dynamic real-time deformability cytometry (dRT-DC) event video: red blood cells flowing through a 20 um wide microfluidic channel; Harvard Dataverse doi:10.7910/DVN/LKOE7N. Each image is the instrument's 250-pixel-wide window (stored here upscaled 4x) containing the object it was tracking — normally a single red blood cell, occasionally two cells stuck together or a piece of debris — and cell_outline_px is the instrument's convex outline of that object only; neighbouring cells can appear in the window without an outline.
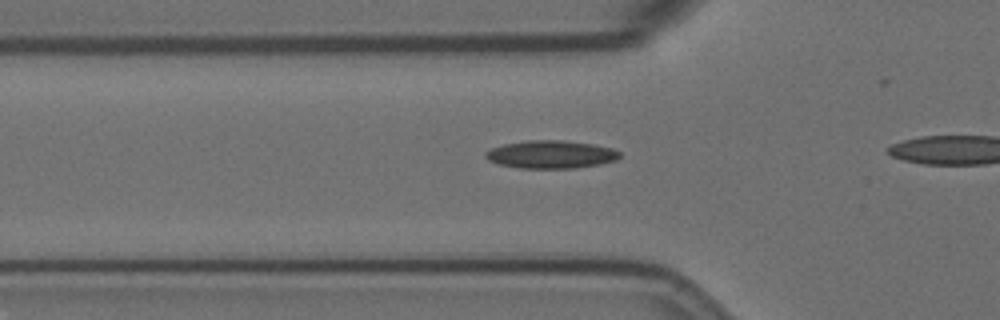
{"species": "Egyptian fruit bat (a non-hibernating species)", "species_latin": "Rousettus aegyptiacus", "temperature_condition": "room temperature", "stored_images_in_passage": 14, "camera_frame_rate_fps": 3000, "um_per_image_px": 0.085, "animal": {"sex": "female"}, "frame": {"image": 1, "passage_image": 5, "time_ms": 1.333, "image_size_px": [1000, 320], "cell_outline_px": [[620, 156], [616, 160], [600, 164], [576, 168], [520, 168], [496, 164], [488, 160], [484, 156], [484, 152], [492, 148], [504, 144], [528, 140], [564, 140], [592, 144], [612, 148], [620, 152]], "centroid_in_image_um": [46.8, 13.13], "position_along_channel_um": 79.0, "area_um2": 21.91}}
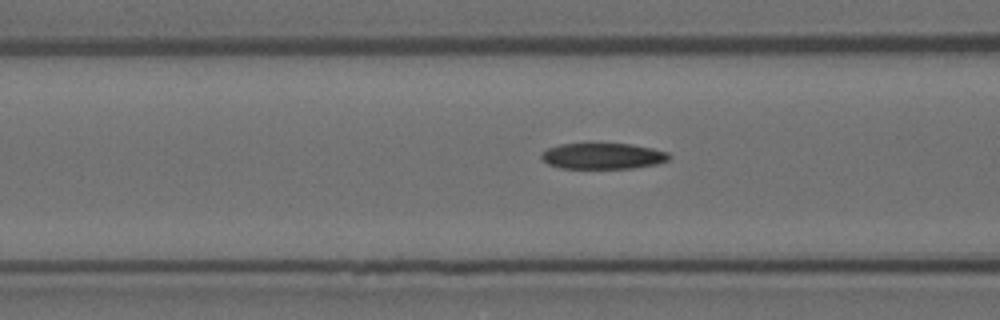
{"frame": {"image": 2, "passage_image": 8, "time_ms": 2.333, "image_size_px": [1000, 320], "cell_outline_px": [[672, 156], [668, 160], [656, 164], [632, 168], [560, 168], [548, 164], [540, 156], [540, 152], [548, 148], [560, 144], [632, 144], [652, 148], [668, 152]], "centroid_in_image_um": [51.24, 13.26], "position_along_channel_um": 115.4, "area_um2": 19.31}}
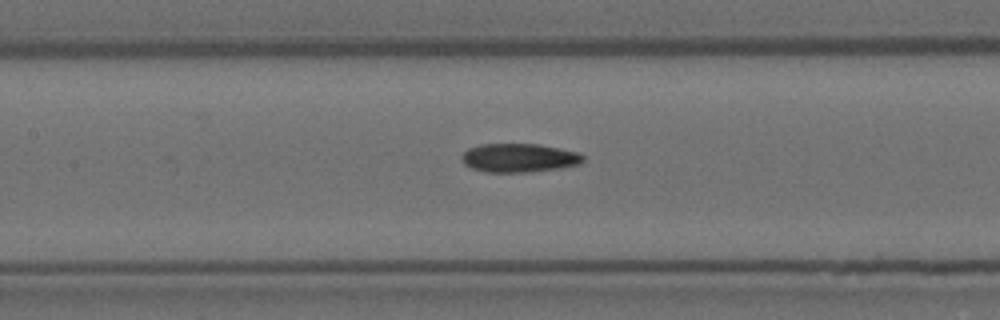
{"frame": {"image": 3, "passage_image": 12, "time_ms": 3.667, "image_size_px": [1000, 320], "cell_outline_px": [[584, 160], [580, 164], [560, 168], [528, 172], [484, 172], [472, 168], [464, 164], [460, 156], [468, 148], [480, 144], [536, 144], [580, 152], [584, 156]], "centroid_in_image_um": [44.11, 13.42], "position_along_channel_um": 163.3, "area_um2": 20.4}}